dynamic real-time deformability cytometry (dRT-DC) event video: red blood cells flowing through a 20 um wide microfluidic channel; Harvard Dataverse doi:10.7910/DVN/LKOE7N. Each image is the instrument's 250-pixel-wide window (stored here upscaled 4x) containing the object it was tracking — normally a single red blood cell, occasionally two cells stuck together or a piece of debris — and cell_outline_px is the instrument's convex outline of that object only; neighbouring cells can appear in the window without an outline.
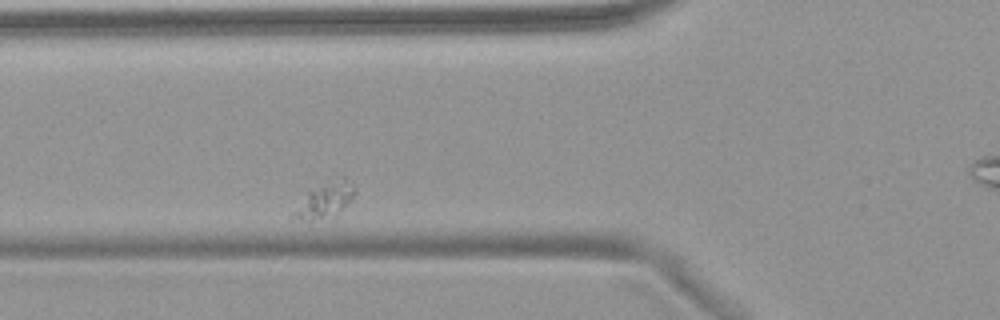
{"species": "common noctule bat (a hibernating species)", "species_latin": "Nyctalus noctula", "temperature_condition": "warm", "stored_images_in_passage": 4, "camera_frame_rate_fps": 3000, "um_per_image_px": 0.085, "animal": {"sex": "female", "body_mass_g": 18.4}, "frame": {"image": 1, "passage_image": 3, "time_ms": 2.333, "image_size_px": [1000, 320], "cell_outline_px": [[356, 192], [336, 216], [312, 220], [300, 220], [292, 216], [308, 192], [344, 176], [356, 188]], "centroid_in_image_um": [27.69, 17.04], "position_along_channel_um": 98.1, "area_um2": 11.73}}